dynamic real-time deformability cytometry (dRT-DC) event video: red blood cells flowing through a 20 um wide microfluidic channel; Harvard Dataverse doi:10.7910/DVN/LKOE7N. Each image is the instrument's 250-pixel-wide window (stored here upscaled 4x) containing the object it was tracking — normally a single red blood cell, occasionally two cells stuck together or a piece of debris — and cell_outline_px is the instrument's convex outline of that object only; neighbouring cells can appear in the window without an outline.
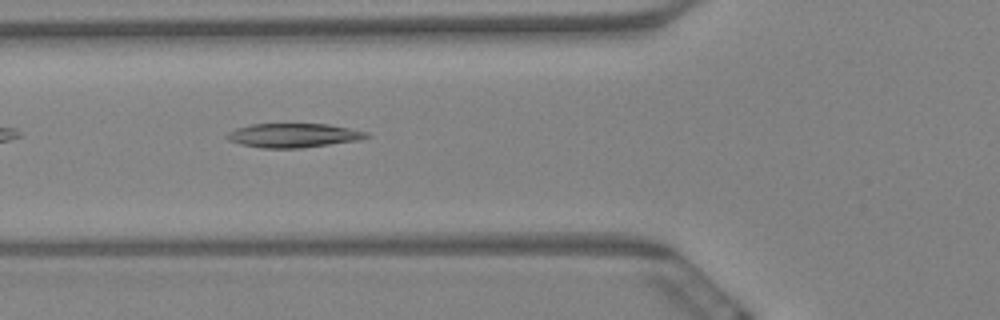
{"species": "Egyptian fruit bat (a non-hibernating species)", "species_latin": "Rousettus aegyptiacus", "temperature_condition": "warm", "stored_images_in_passage": 3, "camera_frame_rate_fps": 3000, "um_per_image_px": 0.085, "animal": {"sex": "female"}, "frame": {"image": 1, "passage_image": 2, "time_ms": 0.333, "image_size_px": [1000, 320], "cell_outline_px": [[372, 136], [360, 140], [300, 148], [260, 148], [240, 144], [228, 140], [224, 136], [228, 132], [236, 128], [252, 124], [328, 124], [368, 132]], "centroid_in_image_um": [24.93, 11.51], "position_along_channel_um": 100.9, "area_um2": 19.65}}
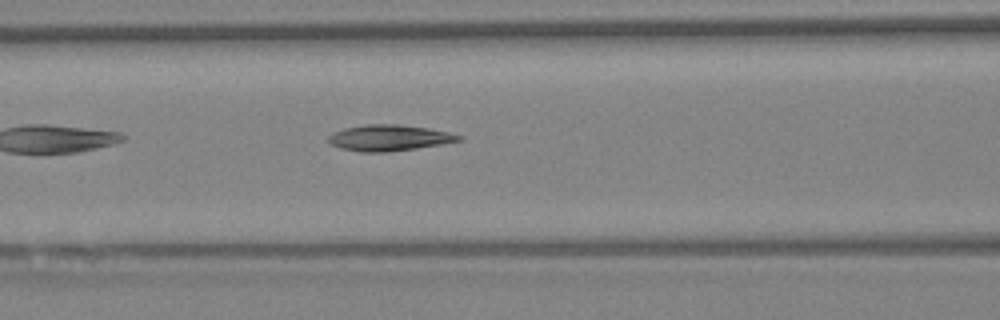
{"frame": {"image": 2, "passage_image": 3, "time_ms": 0.667, "image_size_px": [1000, 320], "cell_outline_px": [[464, 140], [416, 148], [388, 152], [360, 152], [340, 148], [332, 144], [328, 140], [328, 136], [332, 132], [344, 128], [364, 124], [400, 124], [428, 128], [448, 132], [464, 136]], "centroid_in_image_um": [33.07, 11.71], "position_along_channel_um": 133.5, "area_um2": 19.88}}